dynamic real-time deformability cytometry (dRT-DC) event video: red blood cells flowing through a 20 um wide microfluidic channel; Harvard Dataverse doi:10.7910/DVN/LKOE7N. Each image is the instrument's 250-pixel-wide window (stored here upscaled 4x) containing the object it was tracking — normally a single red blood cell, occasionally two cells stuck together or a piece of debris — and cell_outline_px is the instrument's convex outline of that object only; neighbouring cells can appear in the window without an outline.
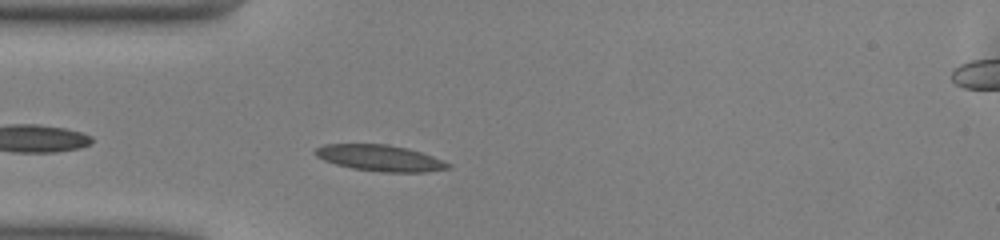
{"species": "common noctule bat (a hibernating species)", "species_latin": "Nyctalus noctula", "temperature_condition": "warm", "stored_images_in_passage": 33, "camera_frame_rate_fps": 3000, "um_per_image_px": 0.085, "animal": {"sex": "male", "body_mass_g": 13.0, "forearm_length_mm": 53.1}, "frame": {"image": 1, "passage_image": 4, "time_ms": 1.0, "image_size_px": [1000, 240], "cell_outline_px": [[452, 168], [424, 172], [384, 172], [352, 168], [336, 164], [324, 160], [316, 156], [312, 152], [316, 148], [324, 144], [388, 144], [408, 148], [444, 160], [452, 164]], "centroid_in_image_um": [32.32, 13.43], "position_along_channel_um": 52.7, "area_um2": 20.35}}
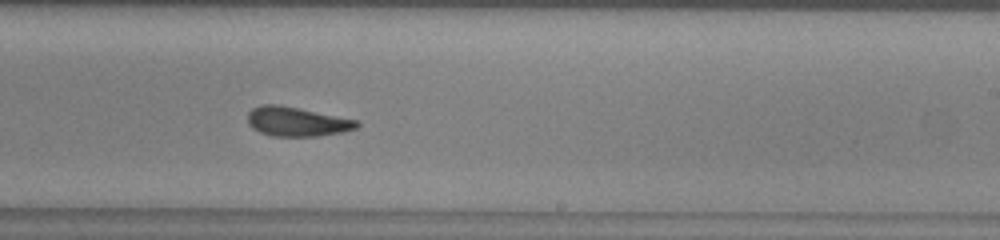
{"frame": {"image": 2, "passage_image": 20, "time_ms": 6.333, "image_size_px": [1000, 240], "cell_outline_px": [[360, 124], [356, 128], [340, 132], [320, 136], [272, 136], [260, 132], [252, 128], [248, 124], [248, 112], [252, 108], [260, 104], [276, 104], [356, 120]], "centroid_in_image_um": [25.16, 10.34], "position_along_channel_um": 263.8, "area_um2": 18.38}}
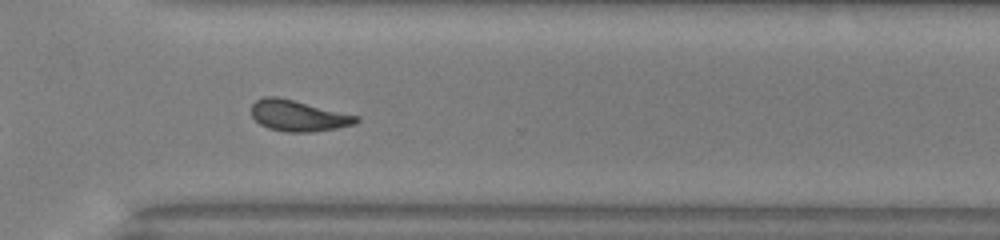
{"frame": {"image": 3, "passage_image": 26, "time_ms": 8.333, "image_size_px": [1000, 240], "cell_outline_px": [[360, 120], [356, 124], [336, 128], [312, 132], [288, 132], [268, 128], [260, 124], [252, 116], [252, 104], [256, 100], [264, 96], [276, 96], [360, 116]], "centroid_in_image_um": [25.37, 9.84], "position_along_channel_um": 345.2, "area_um2": 18.9}, "authors_computed_cell_mechanics": {"area_um2": 18.9584, "velocity_mm_per_s": 4.0593, "shape_relaxation_time_tau1_ms": 4.3758, "shape_relaxation_time_tau2_ms": 3.2549, "deformation_change_tau1": 0.1477, "deformation_change_tau2": 0.097}}